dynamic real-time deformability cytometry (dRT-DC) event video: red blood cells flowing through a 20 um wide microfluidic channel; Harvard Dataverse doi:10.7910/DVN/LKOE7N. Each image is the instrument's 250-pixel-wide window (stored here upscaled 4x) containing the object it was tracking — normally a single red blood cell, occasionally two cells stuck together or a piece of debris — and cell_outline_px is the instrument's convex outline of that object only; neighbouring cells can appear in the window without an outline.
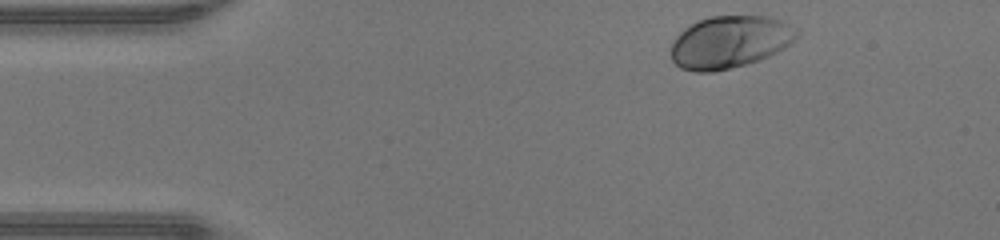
{"species": "human", "species_latin": "Homo sapiens", "temperature_condition": "warm", "stored_images_in_passage": 42, "camera_frame_rate_fps": 3000, "um_per_image_px": 0.085, "donor": {"sex": "male"}, "frame": {"image": 1, "passage_image": 1, "time_ms": 0.0, "image_size_px": [1000, 240], "cell_outline_px": [[800, 36], [792, 44], [760, 60], [732, 68], [712, 72], [696, 72], [680, 68], [672, 60], [672, 40], [684, 28], [696, 20], [712, 16], [768, 16], [780, 20], [788, 24], [800, 32]], "centroid_in_image_um": [62.04, 3.57], "position_along_channel_um": 23.0, "area_um2": 38.67}}
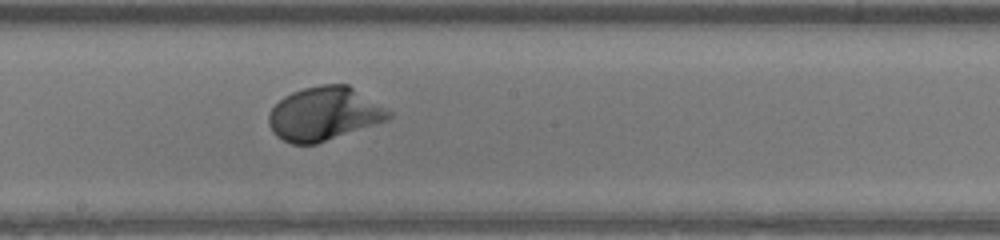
{"frame": {"image": 2, "passage_image": 20, "time_ms": 6.333, "image_size_px": [1000, 240], "cell_outline_px": [[392, 116], [388, 120], [316, 144], [292, 144], [276, 136], [272, 132], [268, 124], [268, 116], [272, 108], [284, 96], [292, 92], [304, 88], [320, 84], [348, 84], [392, 112]], "centroid_in_image_um": [27.54, 9.67], "position_along_channel_um": 220.7, "area_um2": 37.4}}
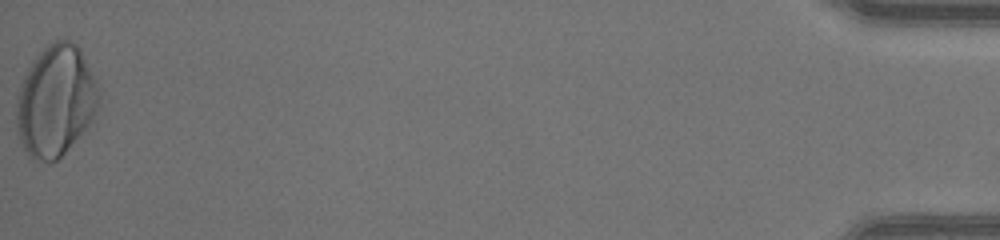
{"frame": {"image": 3, "passage_image": 42, "time_ms": 13.667, "image_size_px": [1000, 240], "cell_outline_px": [[100, 100], [96, 124], [56, 160], [32, 160], [24, 152], [20, 144], [16, 128], [16, 96], [20, 84], [32, 60], [48, 44], [56, 40], [72, 40], [80, 48], [96, 80], [100, 96]], "centroid_in_image_um": [4.76, 8.62], "position_along_channel_um": 430.4, "area_um2": 54.85}, "authors_computed_cell_mechanics": {"area_um2": 37.3966, "velocity_mm_per_s": 4.3292, "shape_relaxation_time_tau1_ms": 1.7601, "shape_relaxation_time_tau2_ms": null, "deformation_change_tau1": 0.1567, "deformation_change_tau2": null}}